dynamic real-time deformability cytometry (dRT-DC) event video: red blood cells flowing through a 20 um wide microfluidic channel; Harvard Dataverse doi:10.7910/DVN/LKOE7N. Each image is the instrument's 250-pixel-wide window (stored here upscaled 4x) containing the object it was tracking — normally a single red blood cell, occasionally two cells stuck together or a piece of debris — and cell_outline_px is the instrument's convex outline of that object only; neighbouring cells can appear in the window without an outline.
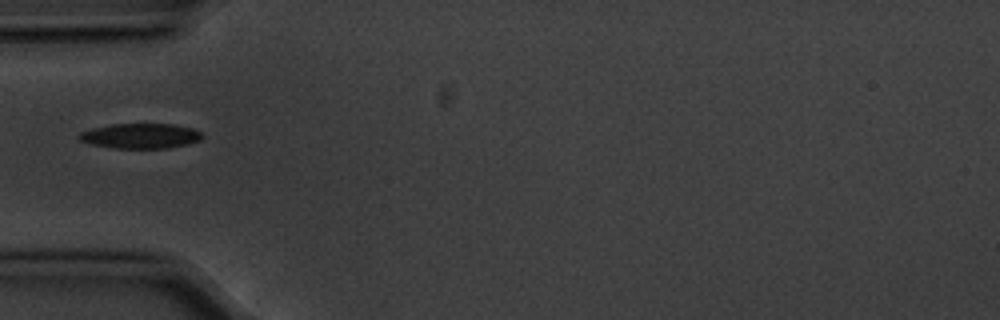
{"species": "common noctule bat (a hibernating species)", "species_latin": "Nyctalus noctula", "temperature_condition": "cold", "stored_images_in_passage": 1, "camera_frame_rate_fps": 3000, "um_per_image_px": 0.085, "animal": {"sex": "male", "body_mass_g": 20.1, "forearm_length_mm": 53.5}, "frame": {"image": 1, "passage_image": 1, "time_ms": 0.0, "image_size_px": [1000, 320], "cell_outline_px": [[204, 136], [200, 140], [188, 144], [168, 148], [116, 148], [88, 144], [80, 140], [76, 136], [80, 132], [92, 128], [108, 124], [172, 124], [192, 128], [200, 132]], "centroid_in_image_um": [11.91, 11.55], "position_along_channel_um": 73.1, "area_um2": 18.09}}